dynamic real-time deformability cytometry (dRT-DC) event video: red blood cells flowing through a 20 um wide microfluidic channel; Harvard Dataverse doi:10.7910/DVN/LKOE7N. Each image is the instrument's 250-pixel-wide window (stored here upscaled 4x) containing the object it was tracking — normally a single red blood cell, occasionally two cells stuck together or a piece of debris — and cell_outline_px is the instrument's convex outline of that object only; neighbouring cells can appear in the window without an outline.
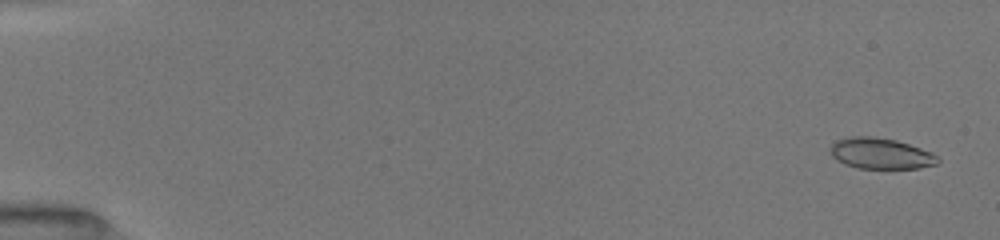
{"species": "common noctule bat (a hibernating species)", "species_latin": "Nyctalus noctula", "temperature_condition": "room temperature", "stored_images_in_passage": 16, "camera_frame_rate_fps": 3000, "um_per_image_px": 0.085, "animal": {"sex": "female", "body_mass_g": 19.5, "forearm_length_mm": 54.1}, "frame": {"image": 1, "passage_image": 1, "time_ms": 0.0, "image_size_px": [1000, 240], "cell_outline_px": [[940, 160], [936, 164], [920, 168], [856, 168], [844, 164], [836, 160], [832, 156], [828, 148], [836, 140], [852, 136], [872, 136], [896, 140], [932, 152]], "centroid_in_image_um": [74.82, 13.04], "position_along_channel_um": 10.2, "area_um2": 19.42}}
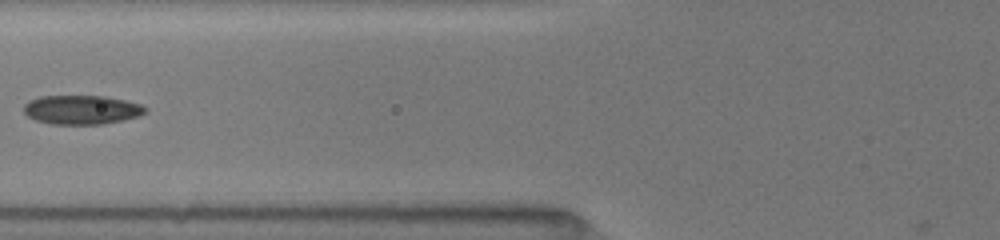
{"frame": {"image": 2, "passage_image": 11, "time_ms": 6.667, "image_size_px": [1000, 240], "cell_outline_px": [[148, 108], [140, 116], [124, 120], [100, 124], [52, 124], [36, 120], [28, 116], [24, 112], [24, 104], [28, 100], [40, 96], [104, 96], [124, 100], [140, 104]], "centroid_in_image_um": [6.93, 9.32], "position_along_channel_um": 118.9, "area_um2": 20.58}}
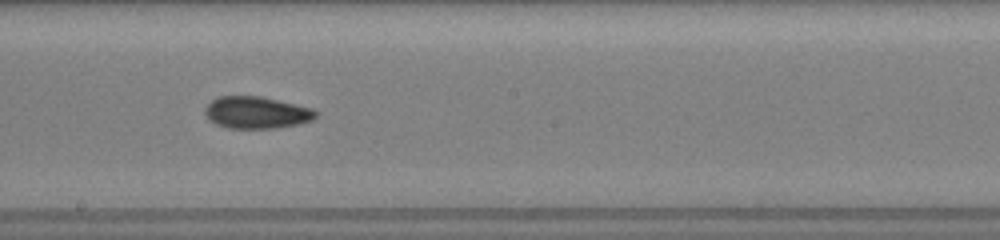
{"frame": {"image": 3, "passage_image": 15, "time_ms": 9.333, "image_size_px": [1000, 240], "cell_outline_px": [[320, 112], [312, 120], [296, 124], [276, 128], [228, 128], [216, 124], [208, 120], [204, 112], [204, 108], [212, 100], [220, 96], [260, 96], [312, 108]], "centroid_in_image_um": [21.78, 9.57], "position_along_channel_um": 226.4, "area_um2": 20.63}}